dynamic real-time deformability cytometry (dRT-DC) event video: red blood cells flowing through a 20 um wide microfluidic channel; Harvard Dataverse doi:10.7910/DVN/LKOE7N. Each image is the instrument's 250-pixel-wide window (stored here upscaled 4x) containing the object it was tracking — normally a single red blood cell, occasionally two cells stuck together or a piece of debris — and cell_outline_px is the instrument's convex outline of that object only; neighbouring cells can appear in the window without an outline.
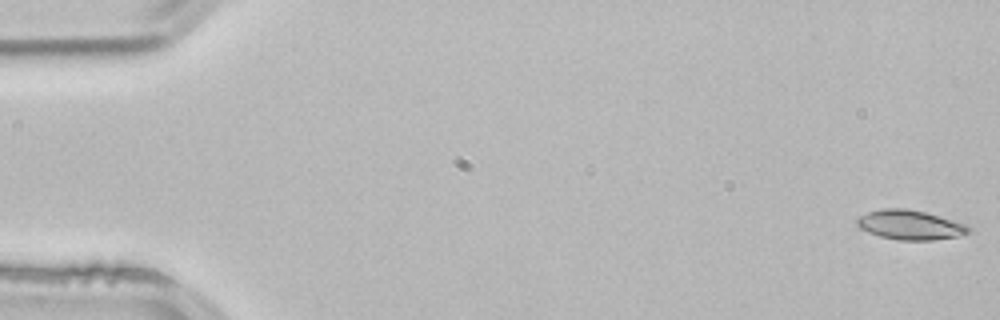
{"species": "common noctule bat (a hibernating species)", "species_latin": "Nyctalus noctula", "temperature_condition": "room temperature", "stored_images_in_passage": 53, "camera_frame_rate_fps": 3000, "um_per_image_px": 0.085, "animal": {"sex": "male", "body_mass_g": 21.5, "forearm_length_mm": 52.0}, "frame": {"image": 1, "passage_image": 1, "time_ms": 0.0, "image_size_px": [1000, 320], "cell_outline_px": [[972, 232], [956, 236], [932, 240], [896, 240], [880, 236], [868, 232], [860, 228], [856, 224], [856, 220], [860, 216], [868, 212], [884, 208], [904, 208], [924, 212], [968, 224], [972, 228]], "centroid_in_image_um": [77.38, 19.12], "position_along_channel_um": 7.6, "area_um2": 19.19}}
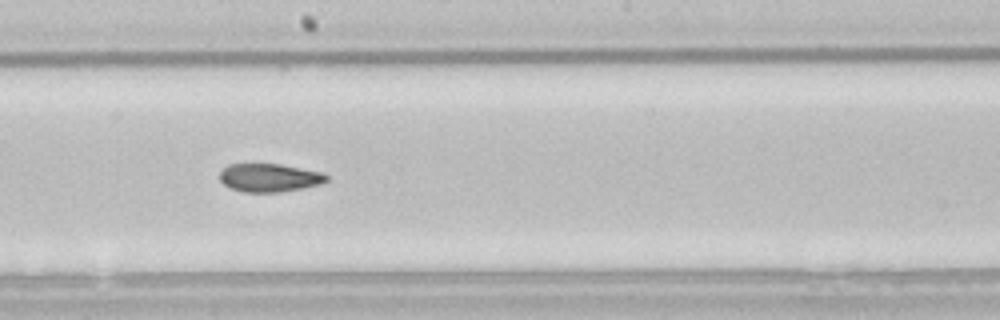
{"frame": {"image": 2, "passage_image": 29, "time_ms": 9.333, "image_size_px": [1000, 320], "cell_outline_px": [[328, 180], [320, 184], [304, 188], [280, 192], [244, 192], [228, 188], [220, 180], [220, 172], [228, 164], [280, 164], [320, 172], [328, 176]], "centroid_in_image_um": [22.88, 15.11], "position_along_channel_um": 225.3, "area_um2": 17.57}}
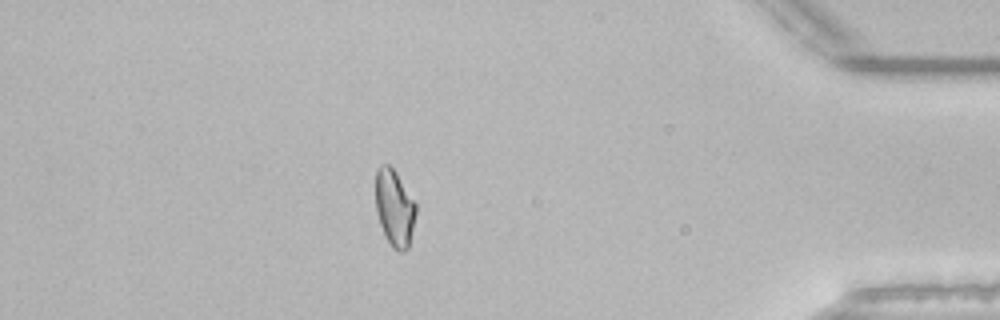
{"frame": {"image": 3, "passage_image": 46, "time_ms": 15.0, "image_size_px": [1000, 320], "cell_outline_px": [[416, 212], [408, 248], [404, 252], [400, 252], [392, 248], [384, 236], [376, 212], [376, 168], [380, 164], [388, 164], [396, 172], [416, 204]], "centroid_in_image_um": [33.51, 17.69], "position_along_channel_um": 401.7, "area_um2": 18.03}, "authors_computed_cell_mechanics": {"area_um2": 18.3804, "velocity_mm_per_s": 3.8787, "shape_relaxation_time_tau1_ms": null, "shape_relaxation_time_tau2_ms": 0.9828, "deformation_change_tau1": null, "deformation_change_tau2": 0.0615}}